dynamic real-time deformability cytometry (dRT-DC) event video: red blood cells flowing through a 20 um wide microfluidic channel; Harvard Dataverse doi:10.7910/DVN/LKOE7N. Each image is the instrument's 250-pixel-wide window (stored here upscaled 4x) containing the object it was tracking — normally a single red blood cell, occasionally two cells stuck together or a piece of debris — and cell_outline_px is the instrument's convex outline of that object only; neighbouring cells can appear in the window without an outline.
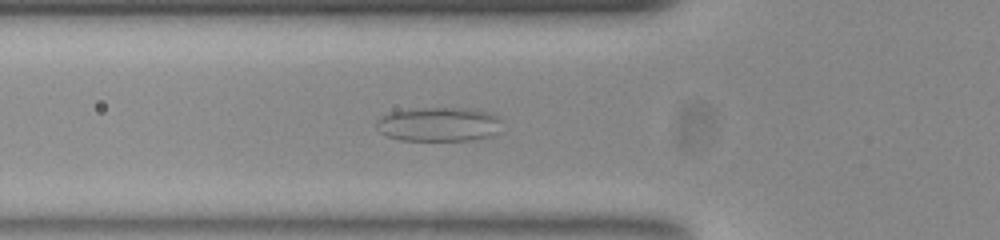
{"species": "common noctule bat (a hibernating species)", "species_latin": "Nyctalus noctula", "temperature_condition": "room temperature", "stored_images_in_passage": 52, "camera_frame_rate_fps": 3000, "um_per_image_px": 0.085, "animal": {"sex": "female", "body_mass_g": 23.0, "forearm_length_mm": 53.4}, "frame": {"image": 1, "passage_image": 16, "time_ms": 5.0, "image_size_px": [1000, 240], "cell_outline_px": [[504, 120], [496, 132], [488, 136], [468, 140], [400, 140], [388, 136], [380, 132], [376, 124], [388, 112], [412, 108], [476, 108], [492, 112]], "centroid_in_image_um": [37.35, 10.54], "position_along_channel_um": 88.5, "area_um2": 25.14}}
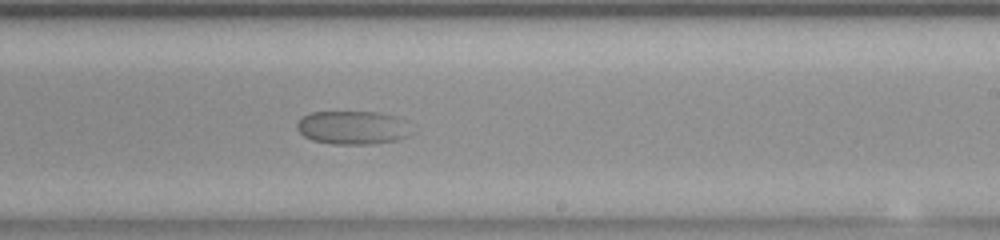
{"frame": {"image": 2, "passage_image": 30, "time_ms": 9.667, "image_size_px": [1000, 240], "cell_outline_px": [[404, 136], [396, 140], [368, 144], [336, 144], [312, 140], [304, 136], [296, 128], [296, 124], [300, 116], [312, 112], [376, 112], [396, 116], [400, 120]], "centroid_in_image_um": [29.77, 10.83], "position_along_channel_um": 259.2, "area_um2": 21.5}}
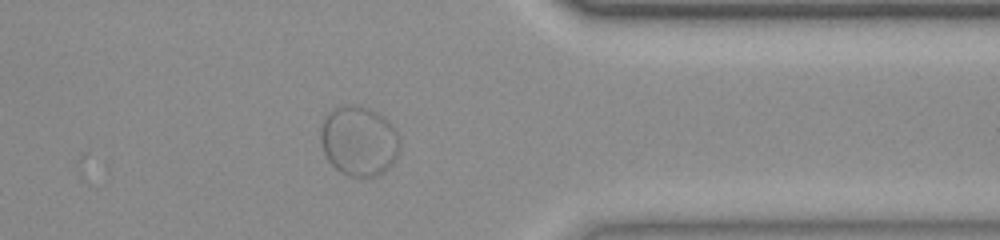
{"frame": {"image": 3, "passage_image": 41, "time_ms": 13.333, "image_size_px": [1000, 240], "cell_outline_px": [[400, 144], [396, 156], [388, 168], [384, 172], [376, 176], [352, 176], [336, 168], [328, 160], [324, 152], [320, 140], [320, 132], [324, 120], [332, 108], [340, 104], [360, 104], [376, 112], [392, 124], [396, 128]], "centroid_in_image_um": [30.5, 11.94], "position_along_channel_um": 380.9, "area_um2": 32.19}}